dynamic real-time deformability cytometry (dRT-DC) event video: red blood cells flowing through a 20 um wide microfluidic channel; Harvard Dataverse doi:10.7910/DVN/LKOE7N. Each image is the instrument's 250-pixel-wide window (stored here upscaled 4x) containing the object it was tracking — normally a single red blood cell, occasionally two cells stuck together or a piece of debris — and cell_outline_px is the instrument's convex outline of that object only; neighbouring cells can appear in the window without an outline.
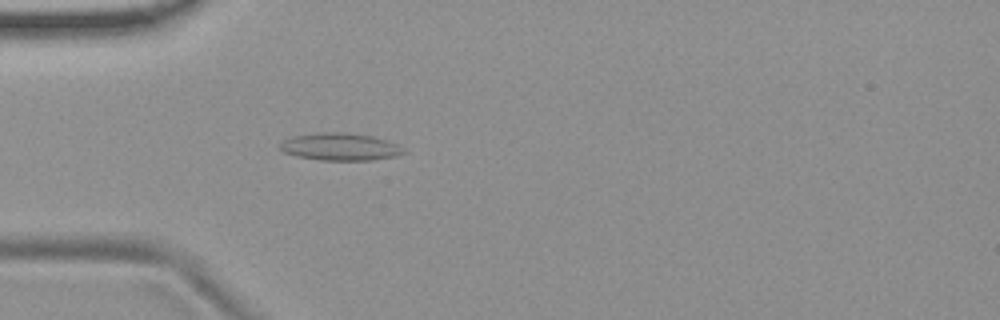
{"species": "common noctule bat (a hibernating species)", "species_latin": "Nyctalus noctula", "temperature_condition": "room temperature", "stored_images_in_passage": 4, "camera_frame_rate_fps": 3000, "um_per_image_px": 0.085, "animal": {"sex": "female", "body_mass_g": 19.9}, "frame": {"image": 1, "passage_image": 4, "time_ms": 1.0, "image_size_px": [1000, 320], "cell_outline_px": [[408, 152], [396, 156], [372, 160], [320, 160], [296, 156], [284, 152], [280, 148], [280, 144], [284, 140], [292, 136], [316, 132], [344, 132], [372, 136], [396, 144], [404, 148]], "centroid_in_image_um": [28.91, 12.47], "position_along_channel_um": 56.1, "area_um2": 19.77}}